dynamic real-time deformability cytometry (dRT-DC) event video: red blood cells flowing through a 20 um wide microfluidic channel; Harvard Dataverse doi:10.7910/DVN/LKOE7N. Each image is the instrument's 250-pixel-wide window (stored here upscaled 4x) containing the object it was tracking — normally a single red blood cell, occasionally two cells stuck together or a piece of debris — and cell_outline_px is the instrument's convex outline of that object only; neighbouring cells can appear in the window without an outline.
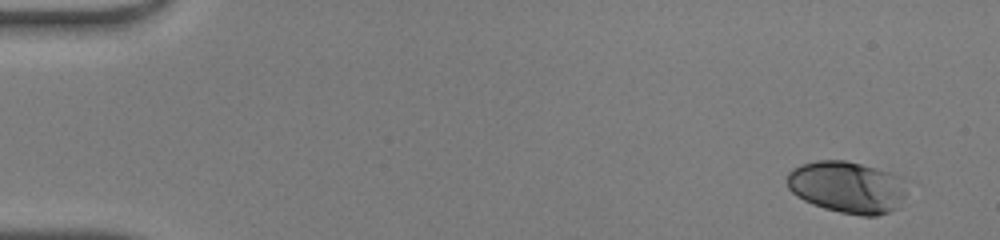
{"species": "human", "species_latin": "Homo sapiens", "temperature_condition": "warm", "stored_images_in_passage": 47, "camera_frame_rate_fps": 3000, "um_per_image_px": 0.085, "donor": {"sex": "male"}, "frame": {"image": 1, "passage_image": 1, "time_ms": 0.0, "image_size_px": [1000, 240], "cell_outline_px": [[904, 196], [900, 208], [876, 216], [860, 216], [840, 212], [824, 208], [812, 204], [796, 196], [788, 188], [788, 172], [792, 168], [800, 164], [816, 160], [844, 160], [892, 172], [904, 176]], "centroid_in_image_um": [72.03, 15.9], "position_along_channel_um": 13.0, "area_um2": 36.59}}
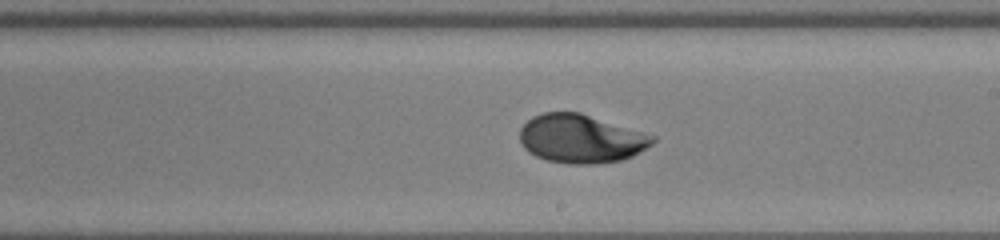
{"frame": {"image": 2, "passage_image": 27, "time_ms": 8.667, "image_size_px": [1000, 240], "cell_outline_px": [[656, 140], [652, 144], [632, 156], [620, 160], [596, 164], [568, 164], [548, 160], [536, 156], [528, 152], [524, 148], [520, 140], [520, 128], [532, 116], [544, 112], [580, 112], [644, 132], [656, 136]], "centroid_in_image_um": [49.37, 11.79], "position_along_channel_um": 239.6, "area_um2": 37.63}}
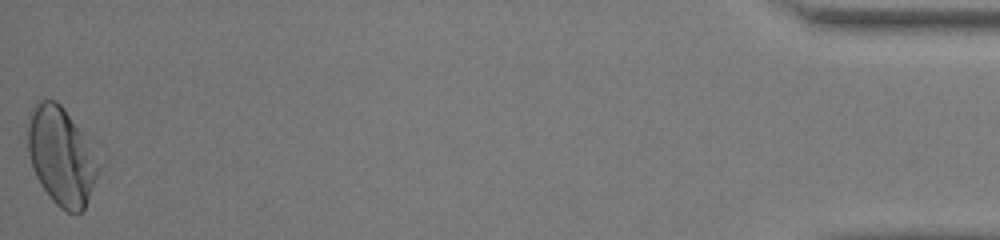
{"frame": {"image": 3, "passage_image": 47, "time_ms": 15.333, "image_size_px": [1000, 240], "cell_outline_px": [[104, 164], [84, 208], [80, 212], [68, 212], [60, 208], [52, 200], [40, 184], [32, 168], [28, 152], [28, 128], [32, 108], [36, 100], [56, 100], [96, 140]], "centroid_in_image_um": [5.34, 13.22], "position_along_channel_um": 429.9, "area_um2": 42.37}, "authors_computed_cell_mechanics": {"area_um2": 36.8186, "velocity_mm_per_s": 4.2677, "shape_relaxation_time_tau1_ms": 3.6915, "shape_relaxation_time_tau2_ms": 1.0441, "deformation_change_tau1": 0.1921, "deformation_change_tau2": 0.036}}